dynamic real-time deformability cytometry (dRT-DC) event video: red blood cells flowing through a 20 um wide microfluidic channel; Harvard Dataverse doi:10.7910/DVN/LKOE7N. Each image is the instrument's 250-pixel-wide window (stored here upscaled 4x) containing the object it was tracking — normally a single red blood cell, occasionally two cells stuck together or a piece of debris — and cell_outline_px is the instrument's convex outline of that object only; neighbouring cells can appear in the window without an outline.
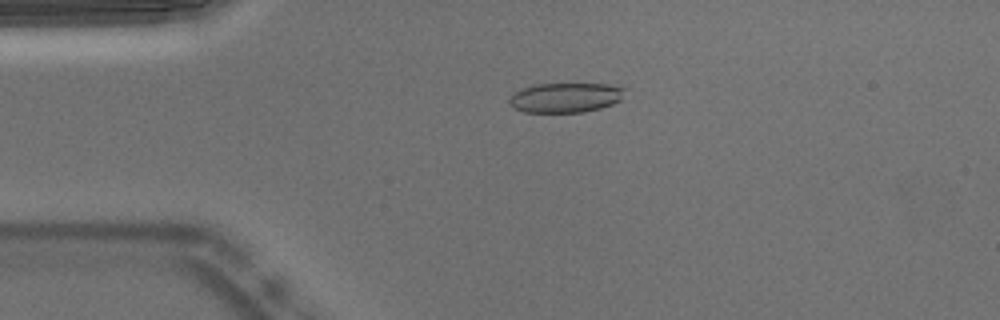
{"species": "Egyptian fruit bat (a non-hibernating species)", "species_latin": "Rousettus aegyptiacus", "temperature_condition": "warm", "stored_images_in_passage": 52, "camera_frame_rate_fps": 3000, "um_per_image_px": 0.085, "animal": {"sex": "male"}, "frame": {"image": 1, "passage_image": 11, "time_ms": 3.333, "image_size_px": [1000, 320], "cell_outline_px": [[628, 88], [620, 100], [612, 104], [600, 108], [584, 112], [524, 112], [512, 108], [508, 104], [508, 100], [520, 88], [536, 84], [608, 84]], "centroid_in_image_um": [48.06, 8.29], "position_along_channel_um": 36.9, "area_um2": 20.17}}
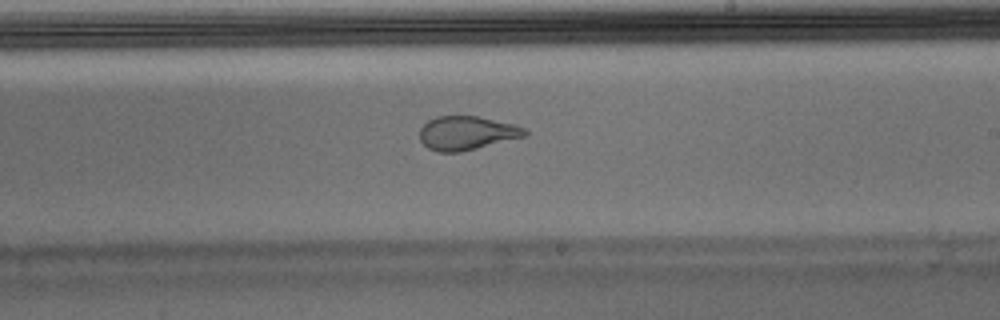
{"frame": {"image": 2, "passage_image": 30, "time_ms": 9.667, "image_size_px": [1000, 320], "cell_outline_px": [[528, 136], [460, 152], [436, 152], [428, 148], [420, 140], [420, 128], [428, 120], [436, 116], [476, 116], [516, 124], [524, 128], [528, 132]], "centroid_in_image_um": [39.69, 11.31], "position_along_channel_um": 249.3, "area_um2": 20.87}}
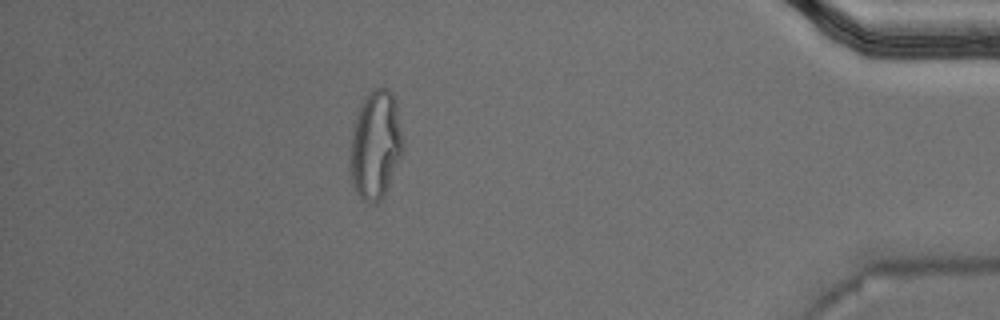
{"frame": {"image": 3, "passage_image": 46, "time_ms": 15.0, "image_size_px": [1000, 320], "cell_outline_px": [[404, 144], [400, 156], [388, 184], [380, 200], [376, 204], [372, 204], [364, 200], [356, 192], [352, 184], [348, 168], [348, 164], [352, 128], [356, 116], [364, 100], [376, 88], [388, 88], [392, 92], [396, 104]], "centroid_in_image_um": [31.88, 12.34], "position_along_channel_um": 403.3, "area_um2": 33.06}, "authors_computed_cell_mechanics": {"area_um2": 22.0507, "velocity_mm_per_s": 3.7858, "shape_relaxation_time_tau1_ms": null, "shape_relaxation_time_tau2_ms": 0.8956, "deformation_change_tau1": null, "deformation_change_tau2": 0.0704}}